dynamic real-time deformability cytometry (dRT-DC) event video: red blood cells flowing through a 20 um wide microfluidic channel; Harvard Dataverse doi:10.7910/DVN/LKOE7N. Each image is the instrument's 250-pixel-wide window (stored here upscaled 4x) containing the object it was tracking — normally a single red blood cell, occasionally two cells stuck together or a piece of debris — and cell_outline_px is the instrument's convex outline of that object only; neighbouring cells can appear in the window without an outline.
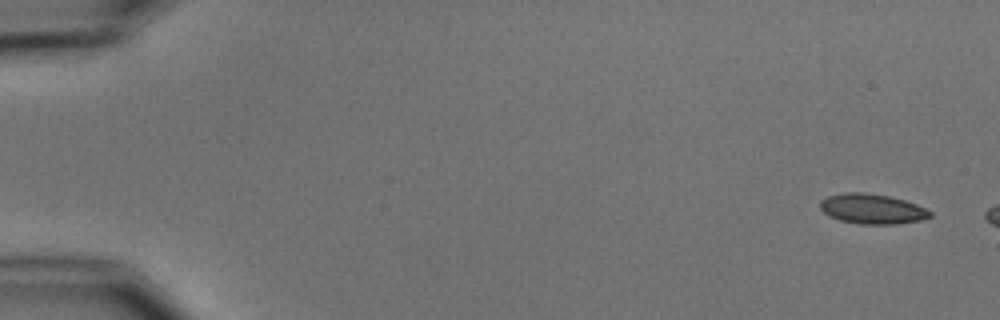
{"species": "common noctule bat (a hibernating species)", "species_latin": "Nyctalus noctula", "temperature_condition": "cold", "stored_images_in_passage": 3, "camera_frame_rate_fps": 3000, "um_per_image_px": 0.085, "animal": {"sex": "male", "body_mass_g": 15.6}, "frame": {"image": 1, "passage_image": 1, "time_ms": 0.0, "image_size_px": [1000, 320], "cell_outline_px": [[932, 216], [920, 220], [896, 224], [860, 224], [840, 220], [824, 212], [820, 208], [820, 200], [828, 196], [844, 192], [864, 192], [888, 196], [904, 200], [916, 204], [932, 212]], "centroid_in_image_um": [74.13, 17.75], "position_along_channel_um": 10.9, "area_um2": 19.07}}